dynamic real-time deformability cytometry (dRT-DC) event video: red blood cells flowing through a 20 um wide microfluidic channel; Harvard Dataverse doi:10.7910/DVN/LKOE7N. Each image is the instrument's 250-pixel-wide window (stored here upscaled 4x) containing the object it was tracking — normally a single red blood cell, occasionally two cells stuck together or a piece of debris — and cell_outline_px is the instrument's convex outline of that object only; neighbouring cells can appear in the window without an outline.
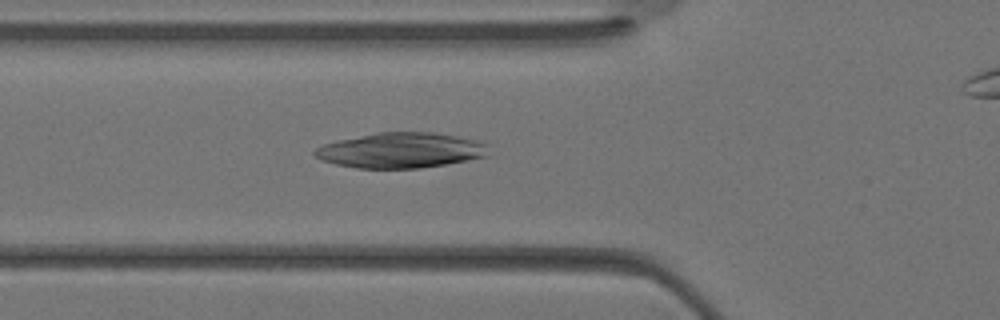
{"species": "Egyptian fruit bat (a non-hibernating species)", "species_latin": "Rousettus aegyptiacus", "temperature_condition": "warm", "stored_images_in_passage": 30, "camera_frame_rate_fps": 3000, "um_per_image_px": 0.085, "animal": {"sex": "female"}, "frame": {"image": 1, "passage_image": 11, "time_ms": 3.333, "image_size_px": [1000, 320], "cell_outline_px": [[488, 156], [468, 160], [420, 168], [356, 168], [336, 164], [320, 160], [312, 152], [316, 148], [324, 144], [336, 140], [376, 132], [432, 132], [456, 136], [476, 140], [484, 144]], "centroid_in_image_um": [34.01, 12.77], "position_along_channel_um": 91.8, "area_um2": 35.6}}
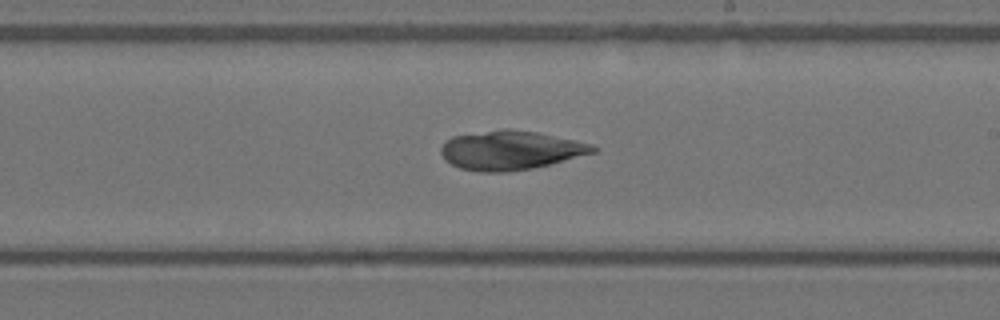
{"frame": {"image": 2, "passage_image": 19, "time_ms": 6.0, "image_size_px": [1000, 320], "cell_outline_px": [[600, 148], [596, 152], [552, 164], [532, 168], [508, 172], [480, 172], [460, 168], [444, 160], [440, 152], [440, 148], [452, 136], [504, 128], [508, 128], [536, 132], [576, 140], [592, 144]], "centroid_in_image_um": [43.42, 12.77], "position_along_channel_um": 245.6, "area_um2": 34.8}}
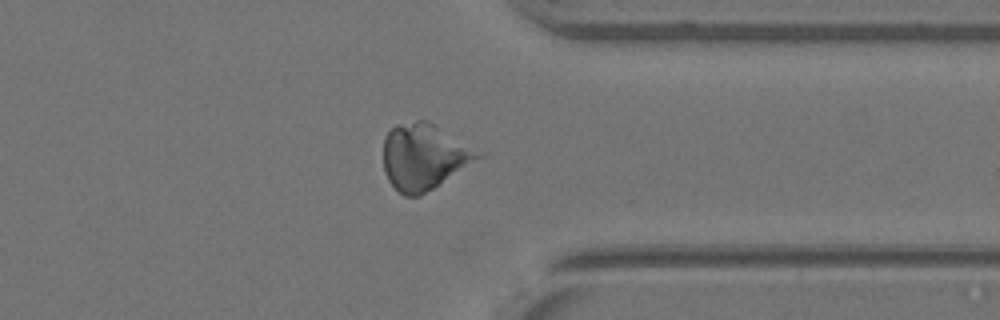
{"frame": {"image": 3, "passage_image": 26, "time_ms": 8.333, "image_size_px": [1000, 320], "cell_outline_px": [[484, 156], [420, 196], [404, 196], [388, 180], [384, 172], [384, 136], [396, 124], [416, 120], [428, 120], [484, 152]], "centroid_in_image_um": [36.07, 13.29], "position_along_channel_um": 375.3, "area_um2": 36.53}}